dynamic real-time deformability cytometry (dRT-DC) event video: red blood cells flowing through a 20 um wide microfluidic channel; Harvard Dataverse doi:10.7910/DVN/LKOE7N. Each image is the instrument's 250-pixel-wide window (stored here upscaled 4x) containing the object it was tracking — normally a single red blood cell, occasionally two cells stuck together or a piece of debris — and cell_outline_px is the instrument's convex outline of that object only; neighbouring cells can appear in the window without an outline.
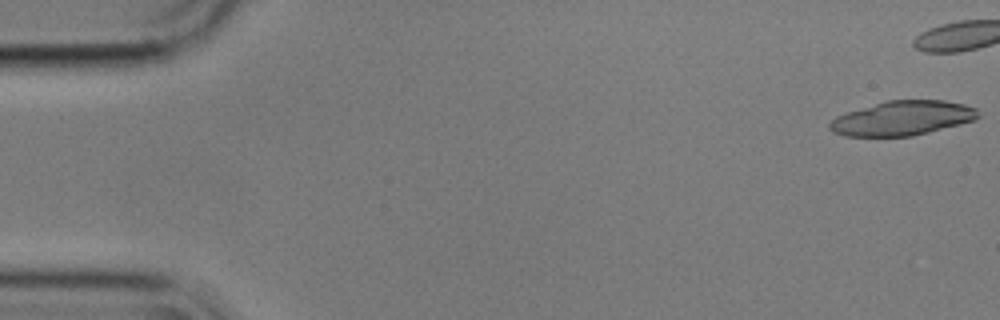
{"species": "common noctule bat (a hibernating species)", "species_latin": "Nyctalus noctula", "temperature_condition": "cold", "stored_images_in_passage": 22, "camera_frame_rate_fps": 3000, "um_per_image_px": 0.085, "animal": {"sex": "male", "body_mass_g": 17.9}, "frame": {"image": 1, "passage_image": 1, "time_ms": 0.0, "image_size_px": [1000, 320], "cell_outline_px": [[980, 116], [976, 120], [912, 136], [844, 136], [832, 132], [828, 128], [828, 124], [836, 116], [848, 112], [888, 100], [944, 100], [964, 104], [976, 108]], "centroid_in_image_um": [76.71, 10.05], "position_along_channel_um": 8.3, "area_um2": 29.71}}